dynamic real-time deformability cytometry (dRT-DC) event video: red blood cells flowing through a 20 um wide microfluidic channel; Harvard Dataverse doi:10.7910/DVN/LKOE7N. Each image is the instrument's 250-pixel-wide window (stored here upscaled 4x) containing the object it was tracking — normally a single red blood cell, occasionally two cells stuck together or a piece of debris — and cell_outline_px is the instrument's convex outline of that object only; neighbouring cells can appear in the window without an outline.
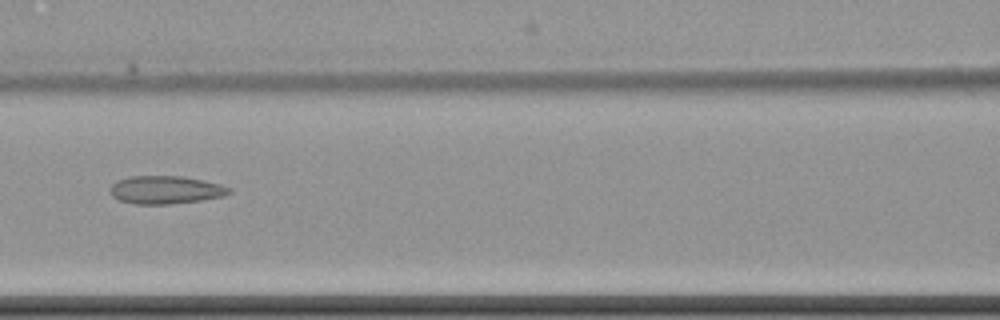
{"species": "common noctule bat (a hibernating species)", "species_latin": "Nyctalus noctula", "temperature_condition": "cold", "stored_images_in_passage": 8, "camera_frame_rate_fps": 3000, "um_per_image_px": 0.085, "animal": {"sex": "female", "body_mass_g": 22.7, "forearm_length_mm": 54.2}, "frame": {"image": 1, "passage_image": 7, "time_ms": 8.0, "image_size_px": [1000, 320], "cell_outline_px": [[232, 192], [224, 196], [200, 200], [168, 204], [136, 204], [120, 200], [112, 196], [112, 184], [116, 180], [128, 176], [184, 176], [220, 184], [232, 188]], "centroid_in_image_um": [14.1, 16.13], "position_along_channel_um": 152.5, "area_um2": 19.36}}
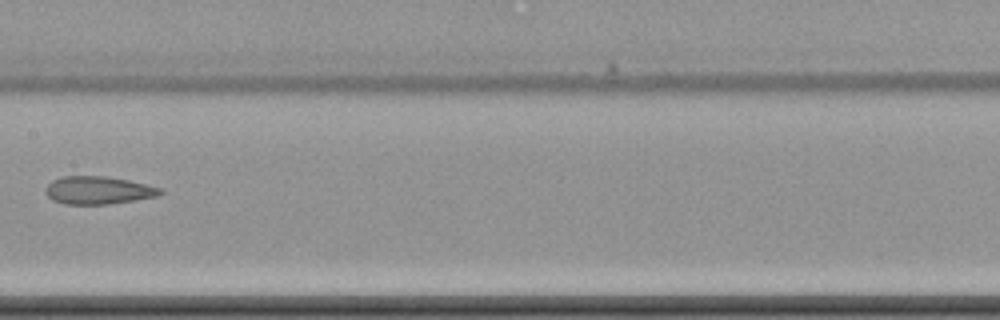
{"frame": {"image": 2, "passage_image": 8, "time_ms": 9.333, "image_size_px": [1000, 320], "cell_outline_px": [[164, 192], [160, 196], [136, 200], [108, 204], [64, 204], [52, 200], [44, 192], [44, 188], [52, 180], [64, 176], [104, 176], [128, 180], [164, 188]], "centroid_in_image_um": [8.37, 16.17], "position_along_channel_um": 199.0, "area_um2": 18.84}}